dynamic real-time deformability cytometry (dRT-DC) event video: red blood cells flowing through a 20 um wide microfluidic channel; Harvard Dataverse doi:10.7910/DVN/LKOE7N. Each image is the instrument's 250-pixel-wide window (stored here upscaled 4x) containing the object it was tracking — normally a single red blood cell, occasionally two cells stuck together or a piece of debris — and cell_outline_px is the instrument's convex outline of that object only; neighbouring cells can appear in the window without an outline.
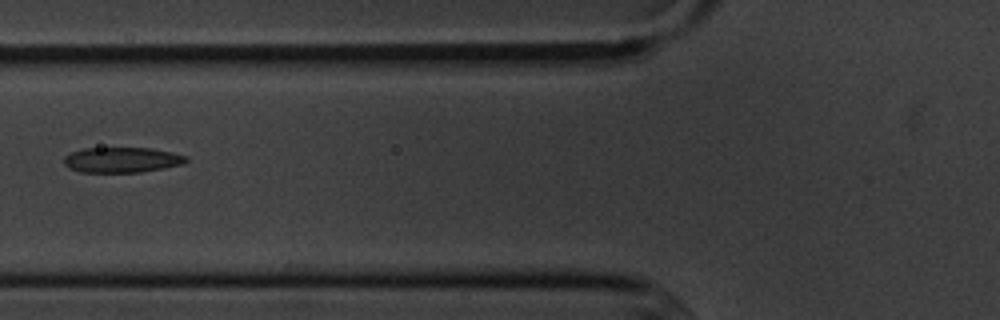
{"species": "common noctule bat (a hibernating species)", "species_latin": "Nyctalus noctula", "temperature_condition": "cold", "stored_images_in_passage": 8, "camera_frame_rate_fps": 3000, "um_per_image_px": 0.085, "animal": {"sex": "male", "body_mass_g": 20.1, "forearm_length_mm": 53.5}, "frame": {"image": 1, "passage_image": 6, "time_ms": 6.667, "image_size_px": [1000, 320], "cell_outline_px": [[188, 160], [184, 164], [164, 168], [140, 172], [80, 172], [68, 168], [64, 164], [64, 156], [72, 152], [84, 148], [152, 148], [172, 152], [188, 156]], "centroid_in_image_um": [10.38, 13.59], "position_along_channel_um": 115.4, "area_um2": 18.15}}
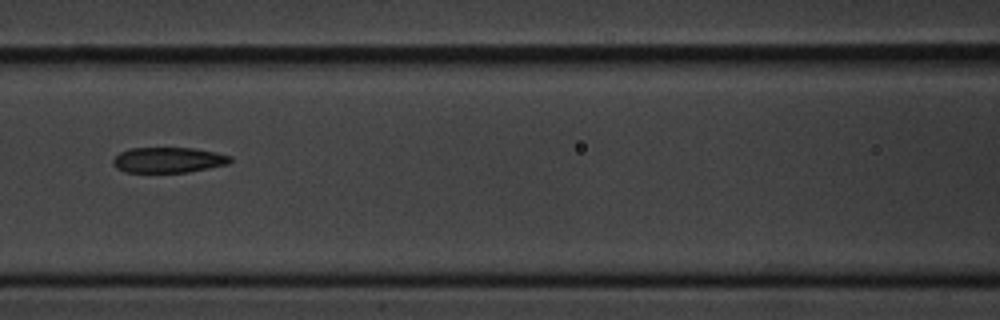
{"frame": {"image": 2, "passage_image": 7, "time_ms": 7.667, "image_size_px": [1000, 320], "cell_outline_px": [[232, 160], [228, 164], [188, 172], [124, 172], [116, 168], [112, 164], [112, 160], [120, 152], [128, 148], [192, 148], [216, 152], [232, 156]], "centroid_in_image_um": [14.29, 13.6], "position_along_channel_um": 152.3, "area_um2": 17.46}}
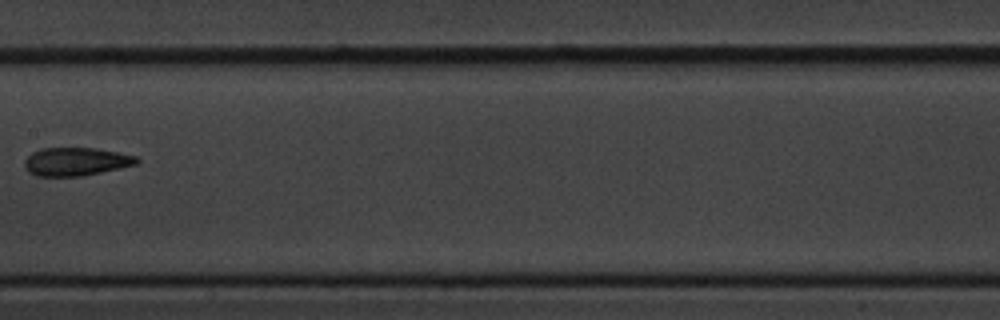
{"frame": {"image": 3, "passage_image": 8, "time_ms": 9.0, "image_size_px": [1000, 320], "cell_outline_px": [[140, 160], [136, 164], [120, 168], [80, 176], [36, 176], [28, 172], [24, 168], [24, 160], [32, 152], [40, 148], [96, 148], [136, 156]], "centroid_in_image_um": [6.41, 13.73], "position_along_channel_um": 201.0, "area_um2": 18.44}}